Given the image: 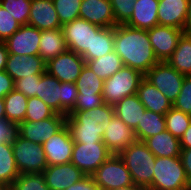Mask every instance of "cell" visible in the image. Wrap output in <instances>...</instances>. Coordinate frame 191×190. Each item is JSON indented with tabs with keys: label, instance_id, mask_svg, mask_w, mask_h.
Here are the masks:
<instances>
[{
	"label": "cell",
	"instance_id": "cell-1",
	"mask_svg": "<svg viewBox=\"0 0 191 190\" xmlns=\"http://www.w3.org/2000/svg\"><path fill=\"white\" fill-rule=\"evenodd\" d=\"M114 51L124 66L138 70L143 75L159 62L149 41L148 30L125 24L114 27Z\"/></svg>",
	"mask_w": 191,
	"mask_h": 190
},
{
	"label": "cell",
	"instance_id": "cell-2",
	"mask_svg": "<svg viewBox=\"0 0 191 190\" xmlns=\"http://www.w3.org/2000/svg\"><path fill=\"white\" fill-rule=\"evenodd\" d=\"M118 156L131 173L133 183L148 190L152 185L156 156L144 141L135 140Z\"/></svg>",
	"mask_w": 191,
	"mask_h": 190
},
{
	"label": "cell",
	"instance_id": "cell-3",
	"mask_svg": "<svg viewBox=\"0 0 191 190\" xmlns=\"http://www.w3.org/2000/svg\"><path fill=\"white\" fill-rule=\"evenodd\" d=\"M153 173L148 190H191L180 157H156Z\"/></svg>",
	"mask_w": 191,
	"mask_h": 190
},
{
	"label": "cell",
	"instance_id": "cell-4",
	"mask_svg": "<svg viewBox=\"0 0 191 190\" xmlns=\"http://www.w3.org/2000/svg\"><path fill=\"white\" fill-rule=\"evenodd\" d=\"M144 75L131 67L123 66L103 82V101L116 105L126 96L137 94V89Z\"/></svg>",
	"mask_w": 191,
	"mask_h": 190
},
{
	"label": "cell",
	"instance_id": "cell-5",
	"mask_svg": "<svg viewBox=\"0 0 191 190\" xmlns=\"http://www.w3.org/2000/svg\"><path fill=\"white\" fill-rule=\"evenodd\" d=\"M12 149L17 169L23 173H43L48 166L43 147L18 133L12 141Z\"/></svg>",
	"mask_w": 191,
	"mask_h": 190
},
{
	"label": "cell",
	"instance_id": "cell-6",
	"mask_svg": "<svg viewBox=\"0 0 191 190\" xmlns=\"http://www.w3.org/2000/svg\"><path fill=\"white\" fill-rule=\"evenodd\" d=\"M103 82L104 80L97 76L92 69L85 64L76 81L78 95L75 107L72 111L85 112L102 105L104 103L102 97Z\"/></svg>",
	"mask_w": 191,
	"mask_h": 190
},
{
	"label": "cell",
	"instance_id": "cell-7",
	"mask_svg": "<svg viewBox=\"0 0 191 190\" xmlns=\"http://www.w3.org/2000/svg\"><path fill=\"white\" fill-rule=\"evenodd\" d=\"M91 176L100 190H114L134 184L131 173L117 154H112Z\"/></svg>",
	"mask_w": 191,
	"mask_h": 190
},
{
	"label": "cell",
	"instance_id": "cell-8",
	"mask_svg": "<svg viewBox=\"0 0 191 190\" xmlns=\"http://www.w3.org/2000/svg\"><path fill=\"white\" fill-rule=\"evenodd\" d=\"M144 77L173 104L179 96L185 76L166 61H159Z\"/></svg>",
	"mask_w": 191,
	"mask_h": 190
},
{
	"label": "cell",
	"instance_id": "cell-9",
	"mask_svg": "<svg viewBox=\"0 0 191 190\" xmlns=\"http://www.w3.org/2000/svg\"><path fill=\"white\" fill-rule=\"evenodd\" d=\"M111 155L104 142L74 143L71 162L86 176H91Z\"/></svg>",
	"mask_w": 191,
	"mask_h": 190
},
{
	"label": "cell",
	"instance_id": "cell-10",
	"mask_svg": "<svg viewBox=\"0 0 191 190\" xmlns=\"http://www.w3.org/2000/svg\"><path fill=\"white\" fill-rule=\"evenodd\" d=\"M101 28L81 18L74 19L61 27L68 50L79 55L92 52L93 36Z\"/></svg>",
	"mask_w": 191,
	"mask_h": 190
},
{
	"label": "cell",
	"instance_id": "cell-11",
	"mask_svg": "<svg viewBox=\"0 0 191 190\" xmlns=\"http://www.w3.org/2000/svg\"><path fill=\"white\" fill-rule=\"evenodd\" d=\"M66 125L74 143L103 142L102 125L88 117L84 111H71L66 117Z\"/></svg>",
	"mask_w": 191,
	"mask_h": 190
},
{
	"label": "cell",
	"instance_id": "cell-12",
	"mask_svg": "<svg viewBox=\"0 0 191 190\" xmlns=\"http://www.w3.org/2000/svg\"><path fill=\"white\" fill-rule=\"evenodd\" d=\"M66 117L55 113L52 117L40 121H22L17 125V133L25 139L43 145V142L66 124Z\"/></svg>",
	"mask_w": 191,
	"mask_h": 190
},
{
	"label": "cell",
	"instance_id": "cell-13",
	"mask_svg": "<svg viewBox=\"0 0 191 190\" xmlns=\"http://www.w3.org/2000/svg\"><path fill=\"white\" fill-rule=\"evenodd\" d=\"M85 64L81 55L67 50L46 62V71L60 82L76 83Z\"/></svg>",
	"mask_w": 191,
	"mask_h": 190
},
{
	"label": "cell",
	"instance_id": "cell-14",
	"mask_svg": "<svg viewBox=\"0 0 191 190\" xmlns=\"http://www.w3.org/2000/svg\"><path fill=\"white\" fill-rule=\"evenodd\" d=\"M74 141L65 124L57 133L43 142V151L46 155L47 165H61L71 162Z\"/></svg>",
	"mask_w": 191,
	"mask_h": 190
},
{
	"label": "cell",
	"instance_id": "cell-15",
	"mask_svg": "<svg viewBox=\"0 0 191 190\" xmlns=\"http://www.w3.org/2000/svg\"><path fill=\"white\" fill-rule=\"evenodd\" d=\"M185 31L171 26L157 25L148 30L149 41L158 61H167Z\"/></svg>",
	"mask_w": 191,
	"mask_h": 190
},
{
	"label": "cell",
	"instance_id": "cell-16",
	"mask_svg": "<svg viewBox=\"0 0 191 190\" xmlns=\"http://www.w3.org/2000/svg\"><path fill=\"white\" fill-rule=\"evenodd\" d=\"M41 31L29 24L21 27L6 41L8 54L39 55Z\"/></svg>",
	"mask_w": 191,
	"mask_h": 190
},
{
	"label": "cell",
	"instance_id": "cell-17",
	"mask_svg": "<svg viewBox=\"0 0 191 190\" xmlns=\"http://www.w3.org/2000/svg\"><path fill=\"white\" fill-rule=\"evenodd\" d=\"M42 174L50 190H65L86 176L72 162L47 166Z\"/></svg>",
	"mask_w": 191,
	"mask_h": 190
},
{
	"label": "cell",
	"instance_id": "cell-18",
	"mask_svg": "<svg viewBox=\"0 0 191 190\" xmlns=\"http://www.w3.org/2000/svg\"><path fill=\"white\" fill-rule=\"evenodd\" d=\"M136 140L134 131L129 128L116 114L107 125L102 141L112 154H119Z\"/></svg>",
	"mask_w": 191,
	"mask_h": 190
},
{
	"label": "cell",
	"instance_id": "cell-19",
	"mask_svg": "<svg viewBox=\"0 0 191 190\" xmlns=\"http://www.w3.org/2000/svg\"><path fill=\"white\" fill-rule=\"evenodd\" d=\"M5 71L16 81L32 74H43L46 62L40 55L8 54Z\"/></svg>",
	"mask_w": 191,
	"mask_h": 190
},
{
	"label": "cell",
	"instance_id": "cell-20",
	"mask_svg": "<svg viewBox=\"0 0 191 190\" xmlns=\"http://www.w3.org/2000/svg\"><path fill=\"white\" fill-rule=\"evenodd\" d=\"M79 18L100 27H115L118 25L114 18L110 0H82Z\"/></svg>",
	"mask_w": 191,
	"mask_h": 190
},
{
	"label": "cell",
	"instance_id": "cell-21",
	"mask_svg": "<svg viewBox=\"0 0 191 190\" xmlns=\"http://www.w3.org/2000/svg\"><path fill=\"white\" fill-rule=\"evenodd\" d=\"M28 24L40 31L62 27L52 0H31Z\"/></svg>",
	"mask_w": 191,
	"mask_h": 190
},
{
	"label": "cell",
	"instance_id": "cell-22",
	"mask_svg": "<svg viewBox=\"0 0 191 190\" xmlns=\"http://www.w3.org/2000/svg\"><path fill=\"white\" fill-rule=\"evenodd\" d=\"M189 0H159L158 22L185 31Z\"/></svg>",
	"mask_w": 191,
	"mask_h": 190
},
{
	"label": "cell",
	"instance_id": "cell-23",
	"mask_svg": "<svg viewBox=\"0 0 191 190\" xmlns=\"http://www.w3.org/2000/svg\"><path fill=\"white\" fill-rule=\"evenodd\" d=\"M159 0H136L131 18L125 23L133 28L149 30L159 25Z\"/></svg>",
	"mask_w": 191,
	"mask_h": 190
},
{
	"label": "cell",
	"instance_id": "cell-24",
	"mask_svg": "<svg viewBox=\"0 0 191 190\" xmlns=\"http://www.w3.org/2000/svg\"><path fill=\"white\" fill-rule=\"evenodd\" d=\"M137 95L147 110L158 114H166L173 104L145 77L141 80L137 89Z\"/></svg>",
	"mask_w": 191,
	"mask_h": 190
},
{
	"label": "cell",
	"instance_id": "cell-25",
	"mask_svg": "<svg viewBox=\"0 0 191 190\" xmlns=\"http://www.w3.org/2000/svg\"><path fill=\"white\" fill-rule=\"evenodd\" d=\"M144 143L156 157H180V139L168 130L147 138Z\"/></svg>",
	"mask_w": 191,
	"mask_h": 190
},
{
	"label": "cell",
	"instance_id": "cell-26",
	"mask_svg": "<svg viewBox=\"0 0 191 190\" xmlns=\"http://www.w3.org/2000/svg\"><path fill=\"white\" fill-rule=\"evenodd\" d=\"M115 114L133 131L137 128L146 108L137 94L126 96L114 105Z\"/></svg>",
	"mask_w": 191,
	"mask_h": 190
},
{
	"label": "cell",
	"instance_id": "cell-27",
	"mask_svg": "<svg viewBox=\"0 0 191 190\" xmlns=\"http://www.w3.org/2000/svg\"><path fill=\"white\" fill-rule=\"evenodd\" d=\"M36 97L56 113L61 114V82L47 71L42 74L38 82Z\"/></svg>",
	"mask_w": 191,
	"mask_h": 190
},
{
	"label": "cell",
	"instance_id": "cell-28",
	"mask_svg": "<svg viewBox=\"0 0 191 190\" xmlns=\"http://www.w3.org/2000/svg\"><path fill=\"white\" fill-rule=\"evenodd\" d=\"M67 50L68 48L61 28L41 31L39 55L45 62Z\"/></svg>",
	"mask_w": 191,
	"mask_h": 190
},
{
	"label": "cell",
	"instance_id": "cell-29",
	"mask_svg": "<svg viewBox=\"0 0 191 190\" xmlns=\"http://www.w3.org/2000/svg\"><path fill=\"white\" fill-rule=\"evenodd\" d=\"M184 76H191V35L184 32L177 47L166 61Z\"/></svg>",
	"mask_w": 191,
	"mask_h": 190
},
{
	"label": "cell",
	"instance_id": "cell-30",
	"mask_svg": "<svg viewBox=\"0 0 191 190\" xmlns=\"http://www.w3.org/2000/svg\"><path fill=\"white\" fill-rule=\"evenodd\" d=\"M166 130L165 115L145 110L141 121L134 130L136 140L145 141L147 138Z\"/></svg>",
	"mask_w": 191,
	"mask_h": 190
},
{
	"label": "cell",
	"instance_id": "cell-31",
	"mask_svg": "<svg viewBox=\"0 0 191 190\" xmlns=\"http://www.w3.org/2000/svg\"><path fill=\"white\" fill-rule=\"evenodd\" d=\"M114 51V27H102L93 36L92 52H84L81 56L87 62L98 59Z\"/></svg>",
	"mask_w": 191,
	"mask_h": 190
},
{
	"label": "cell",
	"instance_id": "cell-32",
	"mask_svg": "<svg viewBox=\"0 0 191 190\" xmlns=\"http://www.w3.org/2000/svg\"><path fill=\"white\" fill-rule=\"evenodd\" d=\"M5 118L16 125L25 120L28 97L17 90H12L4 98Z\"/></svg>",
	"mask_w": 191,
	"mask_h": 190
},
{
	"label": "cell",
	"instance_id": "cell-33",
	"mask_svg": "<svg viewBox=\"0 0 191 190\" xmlns=\"http://www.w3.org/2000/svg\"><path fill=\"white\" fill-rule=\"evenodd\" d=\"M20 175L13 155L12 142L0 144V185H12Z\"/></svg>",
	"mask_w": 191,
	"mask_h": 190
},
{
	"label": "cell",
	"instance_id": "cell-34",
	"mask_svg": "<svg viewBox=\"0 0 191 190\" xmlns=\"http://www.w3.org/2000/svg\"><path fill=\"white\" fill-rule=\"evenodd\" d=\"M86 64L102 80L110 78L115 72L124 66L122 59L115 51L101 56L98 59L89 60Z\"/></svg>",
	"mask_w": 191,
	"mask_h": 190
},
{
	"label": "cell",
	"instance_id": "cell-35",
	"mask_svg": "<svg viewBox=\"0 0 191 190\" xmlns=\"http://www.w3.org/2000/svg\"><path fill=\"white\" fill-rule=\"evenodd\" d=\"M191 123V115L184 113L172 107L165 114V125L168 130L176 138H181Z\"/></svg>",
	"mask_w": 191,
	"mask_h": 190
},
{
	"label": "cell",
	"instance_id": "cell-36",
	"mask_svg": "<svg viewBox=\"0 0 191 190\" xmlns=\"http://www.w3.org/2000/svg\"><path fill=\"white\" fill-rule=\"evenodd\" d=\"M24 121H40L52 117L56 112L40 98L29 97Z\"/></svg>",
	"mask_w": 191,
	"mask_h": 190
},
{
	"label": "cell",
	"instance_id": "cell-37",
	"mask_svg": "<svg viewBox=\"0 0 191 190\" xmlns=\"http://www.w3.org/2000/svg\"><path fill=\"white\" fill-rule=\"evenodd\" d=\"M59 16L60 24L64 25L79 18L82 0H52Z\"/></svg>",
	"mask_w": 191,
	"mask_h": 190
},
{
	"label": "cell",
	"instance_id": "cell-38",
	"mask_svg": "<svg viewBox=\"0 0 191 190\" xmlns=\"http://www.w3.org/2000/svg\"><path fill=\"white\" fill-rule=\"evenodd\" d=\"M12 187L14 190H50L42 173L20 174Z\"/></svg>",
	"mask_w": 191,
	"mask_h": 190
},
{
	"label": "cell",
	"instance_id": "cell-39",
	"mask_svg": "<svg viewBox=\"0 0 191 190\" xmlns=\"http://www.w3.org/2000/svg\"><path fill=\"white\" fill-rule=\"evenodd\" d=\"M0 5L21 25L28 24L31 0H0Z\"/></svg>",
	"mask_w": 191,
	"mask_h": 190
},
{
	"label": "cell",
	"instance_id": "cell-40",
	"mask_svg": "<svg viewBox=\"0 0 191 190\" xmlns=\"http://www.w3.org/2000/svg\"><path fill=\"white\" fill-rule=\"evenodd\" d=\"M78 88L76 83L61 82V114L68 116L74 109Z\"/></svg>",
	"mask_w": 191,
	"mask_h": 190
},
{
	"label": "cell",
	"instance_id": "cell-41",
	"mask_svg": "<svg viewBox=\"0 0 191 190\" xmlns=\"http://www.w3.org/2000/svg\"><path fill=\"white\" fill-rule=\"evenodd\" d=\"M20 27L21 24L0 5V41H6Z\"/></svg>",
	"mask_w": 191,
	"mask_h": 190
},
{
	"label": "cell",
	"instance_id": "cell-42",
	"mask_svg": "<svg viewBox=\"0 0 191 190\" xmlns=\"http://www.w3.org/2000/svg\"><path fill=\"white\" fill-rule=\"evenodd\" d=\"M136 0H110L117 24H125L133 14Z\"/></svg>",
	"mask_w": 191,
	"mask_h": 190
},
{
	"label": "cell",
	"instance_id": "cell-43",
	"mask_svg": "<svg viewBox=\"0 0 191 190\" xmlns=\"http://www.w3.org/2000/svg\"><path fill=\"white\" fill-rule=\"evenodd\" d=\"M173 107L191 115V76H185L182 87Z\"/></svg>",
	"mask_w": 191,
	"mask_h": 190
},
{
	"label": "cell",
	"instance_id": "cell-44",
	"mask_svg": "<svg viewBox=\"0 0 191 190\" xmlns=\"http://www.w3.org/2000/svg\"><path fill=\"white\" fill-rule=\"evenodd\" d=\"M85 113L88 117L98 121V123L102 125V128L105 131L107 125L110 123L112 117L115 115V110L114 106L104 102L98 107L85 111Z\"/></svg>",
	"mask_w": 191,
	"mask_h": 190
},
{
	"label": "cell",
	"instance_id": "cell-45",
	"mask_svg": "<svg viewBox=\"0 0 191 190\" xmlns=\"http://www.w3.org/2000/svg\"><path fill=\"white\" fill-rule=\"evenodd\" d=\"M42 74H32L14 81V89L24 94L26 97H34L37 93L38 82Z\"/></svg>",
	"mask_w": 191,
	"mask_h": 190
},
{
	"label": "cell",
	"instance_id": "cell-46",
	"mask_svg": "<svg viewBox=\"0 0 191 190\" xmlns=\"http://www.w3.org/2000/svg\"><path fill=\"white\" fill-rule=\"evenodd\" d=\"M17 134V125L8 121L6 118L0 120V144L4 142H12Z\"/></svg>",
	"mask_w": 191,
	"mask_h": 190
},
{
	"label": "cell",
	"instance_id": "cell-47",
	"mask_svg": "<svg viewBox=\"0 0 191 190\" xmlns=\"http://www.w3.org/2000/svg\"><path fill=\"white\" fill-rule=\"evenodd\" d=\"M14 90V80L5 71H0V98H4L9 92Z\"/></svg>",
	"mask_w": 191,
	"mask_h": 190
},
{
	"label": "cell",
	"instance_id": "cell-48",
	"mask_svg": "<svg viewBox=\"0 0 191 190\" xmlns=\"http://www.w3.org/2000/svg\"><path fill=\"white\" fill-rule=\"evenodd\" d=\"M65 190H100V188L96 185L92 176H85Z\"/></svg>",
	"mask_w": 191,
	"mask_h": 190
},
{
	"label": "cell",
	"instance_id": "cell-49",
	"mask_svg": "<svg viewBox=\"0 0 191 190\" xmlns=\"http://www.w3.org/2000/svg\"><path fill=\"white\" fill-rule=\"evenodd\" d=\"M180 158L185 169L187 179L191 184V148H181Z\"/></svg>",
	"mask_w": 191,
	"mask_h": 190
},
{
	"label": "cell",
	"instance_id": "cell-50",
	"mask_svg": "<svg viewBox=\"0 0 191 190\" xmlns=\"http://www.w3.org/2000/svg\"><path fill=\"white\" fill-rule=\"evenodd\" d=\"M8 57V49L4 41H0V71L5 70Z\"/></svg>",
	"mask_w": 191,
	"mask_h": 190
},
{
	"label": "cell",
	"instance_id": "cell-51",
	"mask_svg": "<svg viewBox=\"0 0 191 190\" xmlns=\"http://www.w3.org/2000/svg\"><path fill=\"white\" fill-rule=\"evenodd\" d=\"M180 146L181 148H191V123L180 138Z\"/></svg>",
	"mask_w": 191,
	"mask_h": 190
},
{
	"label": "cell",
	"instance_id": "cell-52",
	"mask_svg": "<svg viewBox=\"0 0 191 190\" xmlns=\"http://www.w3.org/2000/svg\"><path fill=\"white\" fill-rule=\"evenodd\" d=\"M185 32L191 33V0H189L188 4V11H187V17H186V23H185Z\"/></svg>",
	"mask_w": 191,
	"mask_h": 190
},
{
	"label": "cell",
	"instance_id": "cell-53",
	"mask_svg": "<svg viewBox=\"0 0 191 190\" xmlns=\"http://www.w3.org/2000/svg\"><path fill=\"white\" fill-rule=\"evenodd\" d=\"M114 190H147V189L133 184V185H129V186H126V187L117 188V189H114Z\"/></svg>",
	"mask_w": 191,
	"mask_h": 190
},
{
	"label": "cell",
	"instance_id": "cell-54",
	"mask_svg": "<svg viewBox=\"0 0 191 190\" xmlns=\"http://www.w3.org/2000/svg\"><path fill=\"white\" fill-rule=\"evenodd\" d=\"M5 119L4 99L0 98V120Z\"/></svg>",
	"mask_w": 191,
	"mask_h": 190
},
{
	"label": "cell",
	"instance_id": "cell-55",
	"mask_svg": "<svg viewBox=\"0 0 191 190\" xmlns=\"http://www.w3.org/2000/svg\"><path fill=\"white\" fill-rule=\"evenodd\" d=\"M0 190H14L12 185H0Z\"/></svg>",
	"mask_w": 191,
	"mask_h": 190
}]
</instances>
